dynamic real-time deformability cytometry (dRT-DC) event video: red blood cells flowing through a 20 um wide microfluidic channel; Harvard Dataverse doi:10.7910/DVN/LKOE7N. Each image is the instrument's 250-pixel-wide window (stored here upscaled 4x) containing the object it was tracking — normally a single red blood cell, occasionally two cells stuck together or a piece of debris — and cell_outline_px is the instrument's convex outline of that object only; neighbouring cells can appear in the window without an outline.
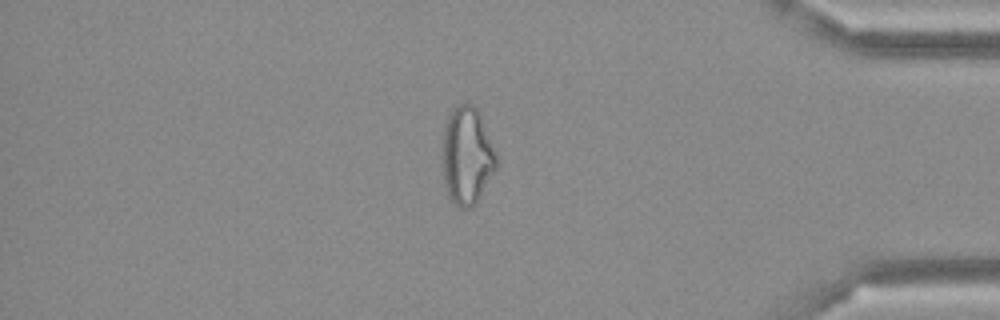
{"species": "Egyptian fruit bat (a non-hibernating species)", "species_latin": "Rousettus aegyptiacus", "temperature_condition": "cold", "stored_images_in_passage": 49, "camera_frame_rate_fps": 3000, "um_per_image_px": 0.085, "frame": {"image": 1, "passage_image": 42, "time_ms": 13.667, "image_size_px": [1000, 320], "cell_outline_px": [[496, 168], [476, 204], [472, 208], [460, 208], [452, 204], [444, 188], [440, 160], [440, 144], [444, 124], [452, 108], [456, 104], [472, 104], [480, 112], [496, 152]], "centroid_in_image_um": [39.62, 13.25], "position_along_channel_um": 395.6, "area_um2": 31.96}}